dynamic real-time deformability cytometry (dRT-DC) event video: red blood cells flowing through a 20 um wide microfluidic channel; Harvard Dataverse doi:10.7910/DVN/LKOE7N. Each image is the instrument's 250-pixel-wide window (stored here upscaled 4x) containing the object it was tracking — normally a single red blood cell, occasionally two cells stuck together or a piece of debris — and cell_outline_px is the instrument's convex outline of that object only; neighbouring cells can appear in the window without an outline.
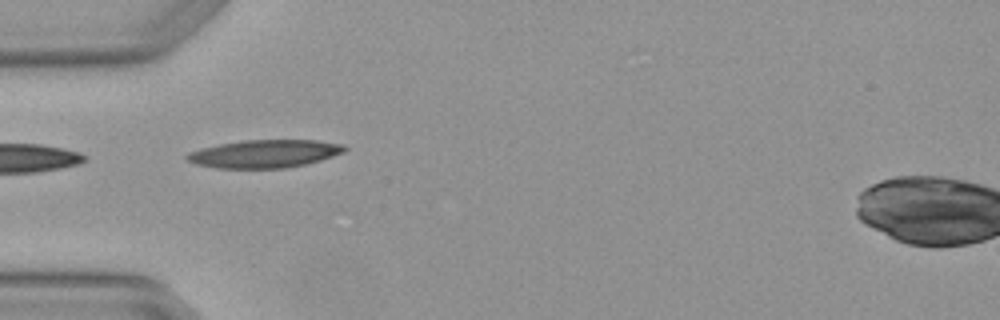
{"species": "Egyptian fruit bat (a non-hibernating species)", "species_latin": "Rousettus aegyptiacus", "temperature_condition": "warm", "stored_images_in_passage": 6, "camera_frame_rate_fps": 3000, "um_per_image_px": 0.085, "animal": {"sex": "female"}, "frame": {"image": 1, "passage_image": 3, "time_ms": 0.667, "image_size_px": [1000, 320], "cell_outline_px": [[348, 148], [344, 152], [320, 160], [304, 164], [284, 168], [216, 168], [196, 164], [188, 160], [184, 156], [188, 152], [200, 148], [220, 144], [244, 140], [316, 140], [344, 144]], "centroid_in_image_um": [22.48, 13.06], "position_along_channel_um": 62.5, "area_um2": 25.61}}
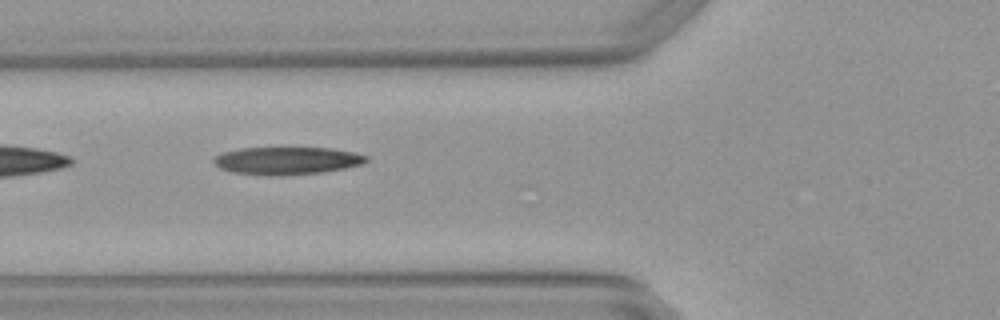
{"frame": {"image": 2, "passage_image": 4, "time_ms": 1.0, "image_size_px": [1000, 320], "cell_outline_px": [[368, 160], [360, 164], [344, 168], [324, 172], [276, 176], [268, 176], [232, 172], [220, 168], [212, 160], [216, 156], [224, 152], [240, 148], [332, 148], [352, 152], [368, 156]], "centroid_in_image_um": [24.37, 13.66], "position_along_channel_um": 101.4, "area_um2": 24.45}}
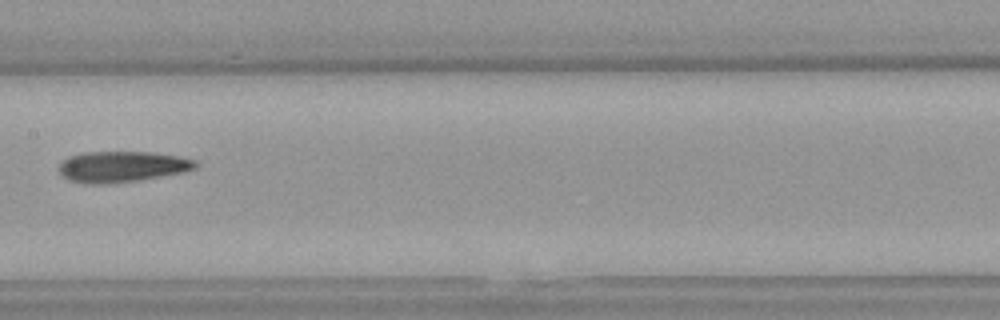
{"frame": {"image": 3, "passage_image": 6, "time_ms": 1.667, "image_size_px": [1000, 320], "cell_outline_px": [[196, 168], [184, 172], [140, 180], [108, 184], [84, 184], [68, 180], [60, 172], [60, 164], [68, 156], [84, 152], [152, 152], [180, 156], [196, 160]], "centroid_in_image_um": [10.38, 14.17], "position_along_channel_um": 197.0, "area_um2": 24.74}}